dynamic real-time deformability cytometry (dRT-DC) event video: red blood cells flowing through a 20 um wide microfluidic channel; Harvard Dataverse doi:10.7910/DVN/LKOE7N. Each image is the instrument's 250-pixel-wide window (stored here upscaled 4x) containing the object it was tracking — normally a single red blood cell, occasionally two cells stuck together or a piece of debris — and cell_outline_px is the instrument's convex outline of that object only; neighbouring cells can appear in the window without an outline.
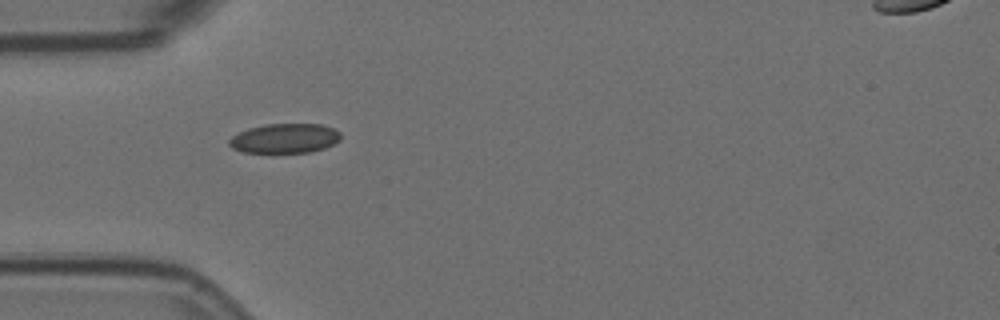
{"species": "Egyptian fruit bat (a non-hibernating species)", "species_latin": "Rousettus aegyptiacus", "temperature_condition": "room temperature", "stored_images_in_passage": 15, "camera_frame_rate_fps": 3000, "um_per_image_px": 0.085, "animal": {"sex": "female"}, "frame": {"image": 1, "passage_image": 1, "time_ms": 0.0, "image_size_px": [1000, 320], "cell_outline_px": [[340, 140], [324, 148], [308, 152], [244, 152], [232, 148], [228, 144], [228, 140], [232, 136], [248, 128], [264, 124], [320, 124], [332, 128], [340, 132]], "centroid_in_image_um": [24.18, 11.75], "position_along_channel_um": 60.8, "area_um2": 19.07}}